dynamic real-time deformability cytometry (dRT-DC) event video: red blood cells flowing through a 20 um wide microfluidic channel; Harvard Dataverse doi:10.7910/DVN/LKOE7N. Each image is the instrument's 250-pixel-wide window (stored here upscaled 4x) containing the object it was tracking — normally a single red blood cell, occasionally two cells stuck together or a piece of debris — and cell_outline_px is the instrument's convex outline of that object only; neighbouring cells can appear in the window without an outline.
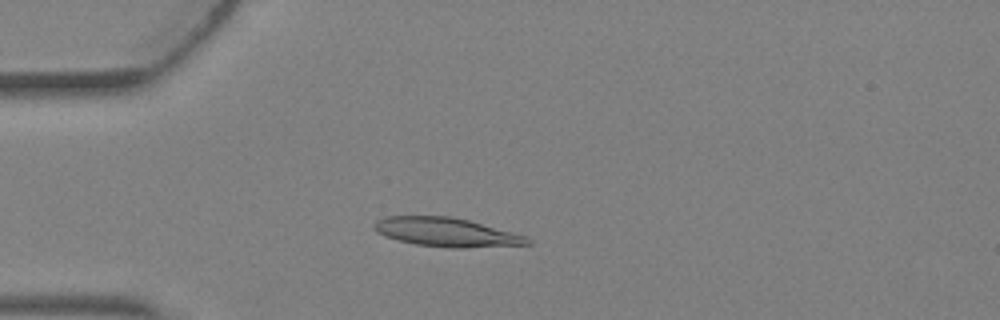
{"species": "Egyptian fruit bat (a non-hibernating species)", "species_latin": "Rousettus aegyptiacus", "temperature_condition": "warm", "stored_images_in_passage": 2, "camera_frame_rate_fps": 3000, "um_per_image_px": 0.085, "animal": {"sex": "female"}, "frame": {"image": 1, "passage_image": 2, "time_ms": 0.333, "image_size_px": [1000, 320], "cell_outline_px": [[532, 244], [464, 248], [448, 248], [416, 244], [384, 236], [376, 232], [372, 224], [376, 220], [384, 216], [452, 216], [468, 220], [512, 232], [524, 236], [532, 240]], "centroid_in_image_um": [37.91, 19.73], "position_along_channel_um": 47.1, "area_um2": 25.78}}